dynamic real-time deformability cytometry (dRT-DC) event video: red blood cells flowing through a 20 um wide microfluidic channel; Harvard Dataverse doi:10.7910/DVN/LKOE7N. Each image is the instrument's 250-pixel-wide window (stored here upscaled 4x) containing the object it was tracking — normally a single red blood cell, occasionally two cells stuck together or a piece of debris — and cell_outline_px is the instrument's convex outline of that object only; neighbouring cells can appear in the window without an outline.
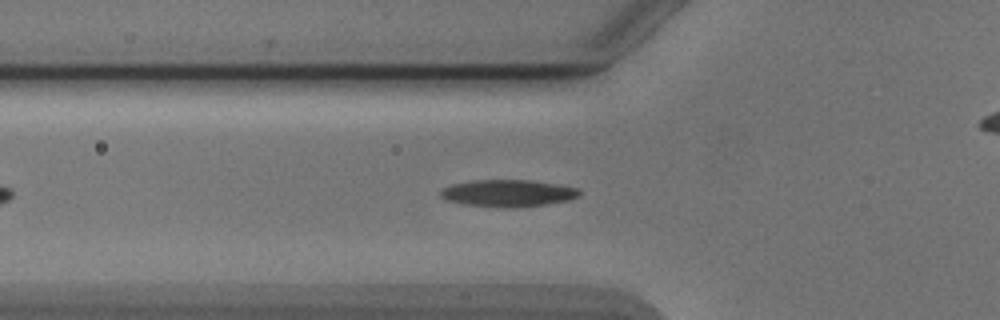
{"species": "Egyptian fruit bat (a non-hibernating species)", "species_latin": "Rousettus aegyptiacus", "temperature_condition": "cold", "stored_images_in_passage": 41, "camera_frame_rate_fps": 3000, "um_per_image_px": 0.085, "animal": {"sex": "male"}, "frame": {"image": 1, "passage_image": 9, "time_ms": 2.667, "image_size_px": [1000, 320], "cell_outline_px": [[580, 196], [568, 200], [544, 204], [512, 208], [504, 208], [464, 204], [448, 200], [440, 196], [440, 192], [444, 188], [452, 184], [472, 180], [528, 180], [556, 184], [576, 188], [580, 192]], "centroid_in_image_um": [43.16, 16.42], "position_along_channel_um": 82.6, "area_um2": 21.62}}
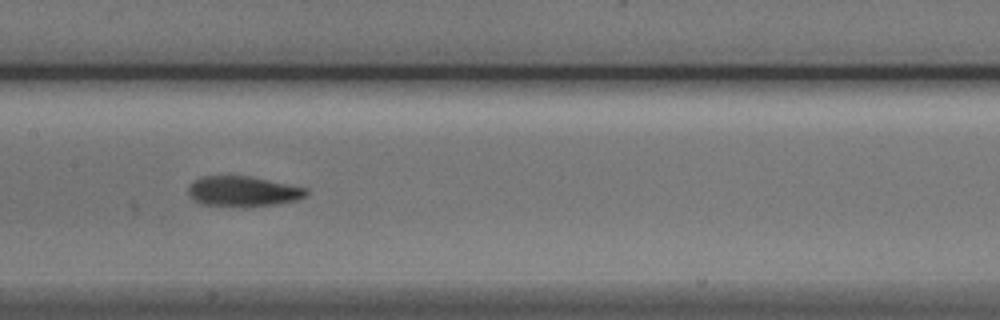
{"frame": {"image": 2, "passage_image": 17, "time_ms": 5.333, "image_size_px": [1000, 320], "cell_outline_px": [[308, 196], [296, 200], [276, 204], [244, 208], [200, 204], [192, 200], [188, 192], [188, 188], [196, 180], [204, 176], [248, 176], [308, 188]], "centroid_in_image_um": [20.67, 16.29], "position_along_channel_um": 186.7, "area_um2": 21.04}}
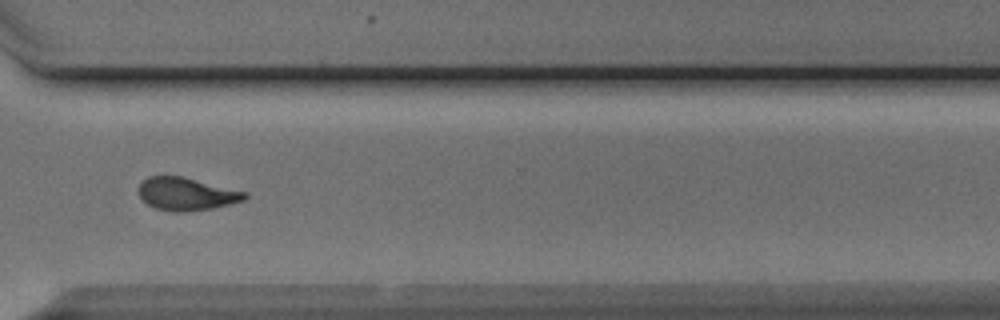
{"frame": {"image": 3, "passage_image": 30, "time_ms": 9.667, "image_size_px": [1000, 320], "cell_outline_px": [[248, 196], [244, 200], [212, 208], [184, 212], [172, 212], [156, 208], [148, 204], [140, 196], [140, 184], [148, 176], [184, 176], [248, 192]], "centroid_in_image_um": [15.88, 16.48], "position_along_channel_um": 354.7, "area_um2": 20.23}, "authors_computed_cell_mechanics": {"area_um2": 20.8658, "velocity_mm_per_s": 3.882, "shape_relaxation_time_tau1_ms": 2.6953, "shape_relaxation_time_tau2_ms": 2.7929, "deformation_change_tau1": 0.1228, "deformation_change_tau2": 0.0877}}